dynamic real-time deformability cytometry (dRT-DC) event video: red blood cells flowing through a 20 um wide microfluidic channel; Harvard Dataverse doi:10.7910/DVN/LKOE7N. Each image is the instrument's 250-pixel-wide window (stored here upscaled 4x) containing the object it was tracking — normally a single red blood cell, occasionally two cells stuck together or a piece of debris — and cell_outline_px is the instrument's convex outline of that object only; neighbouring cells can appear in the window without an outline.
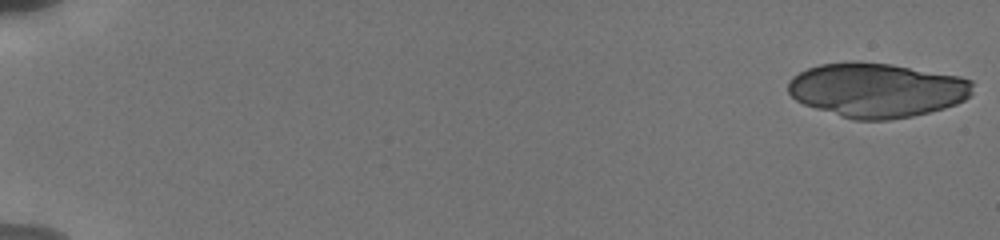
{"species": "human", "species_latin": "Homo sapiens", "temperature_condition": "cold", "stored_images_in_passage": 22, "camera_frame_rate_fps": 3000, "um_per_image_px": 0.085, "donor": {"sex": "male"}, "frame": {"image": 1, "passage_image": 1, "time_ms": 0.0, "image_size_px": [1000, 240], "cell_outline_px": [[972, 92], [964, 100], [956, 104], [944, 108], [912, 116], [888, 120], [852, 120], [804, 104], [796, 100], [788, 92], [788, 80], [792, 76], [808, 68], [820, 64], [852, 60], [856, 60], [892, 64], [960, 76], [972, 80]], "centroid_in_image_um": [74.51, 7.64], "position_along_channel_um": 10.5, "area_um2": 58.84}}